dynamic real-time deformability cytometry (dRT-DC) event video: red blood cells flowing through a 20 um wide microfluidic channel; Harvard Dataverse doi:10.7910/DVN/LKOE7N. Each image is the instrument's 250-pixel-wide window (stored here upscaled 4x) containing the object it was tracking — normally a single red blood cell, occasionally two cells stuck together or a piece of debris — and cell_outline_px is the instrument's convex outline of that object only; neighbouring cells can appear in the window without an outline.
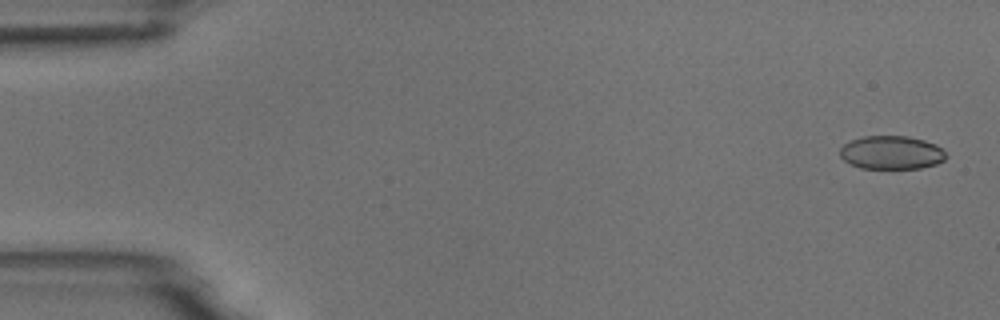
{"species": "common noctule bat (a hibernating species)", "species_latin": "Nyctalus noctula", "temperature_condition": "room temperature", "stored_images_in_passage": 12, "camera_frame_rate_fps": 3000, "um_per_image_px": 0.085, "animal": {"sex": "male", "body_mass_g": 18.8}, "frame": {"image": 1, "passage_image": 1, "time_ms": 0.0, "image_size_px": [1000, 320], "cell_outline_px": [[948, 156], [944, 160], [936, 164], [920, 168], [860, 168], [844, 160], [840, 156], [840, 148], [844, 144], [852, 140], [864, 136], [908, 136], [924, 140], [936, 144]], "centroid_in_image_um": [75.78, 12.96], "position_along_channel_um": 9.2, "area_um2": 20.58}}